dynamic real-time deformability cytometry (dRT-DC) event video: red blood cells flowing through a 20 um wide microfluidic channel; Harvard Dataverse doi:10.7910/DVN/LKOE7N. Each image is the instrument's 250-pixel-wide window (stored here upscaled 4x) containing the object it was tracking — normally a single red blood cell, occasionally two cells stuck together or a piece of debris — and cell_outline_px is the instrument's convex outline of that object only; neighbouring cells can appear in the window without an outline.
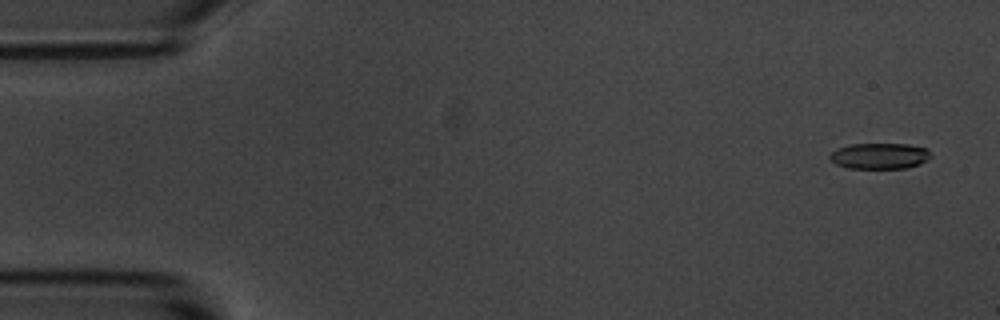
{"species": "common noctule bat (a hibernating species)", "species_latin": "Nyctalus noctula", "temperature_condition": "room temperature", "stored_images_in_passage": 3, "camera_frame_rate_fps": 3000, "um_per_image_px": 0.085, "animal": {"sex": "male", "body_mass_g": 20.1, "forearm_length_mm": 53.5}, "frame": {"image": 1, "passage_image": 1, "time_ms": 0.0, "image_size_px": [1000, 320], "cell_outline_px": [[932, 156], [928, 160], [920, 164], [908, 168], [848, 168], [836, 164], [828, 160], [828, 156], [836, 148], [848, 144], [908, 144], [928, 148]], "centroid_in_image_um": [74.76, 13.25], "position_along_channel_um": 10.2, "area_um2": 15.55}}